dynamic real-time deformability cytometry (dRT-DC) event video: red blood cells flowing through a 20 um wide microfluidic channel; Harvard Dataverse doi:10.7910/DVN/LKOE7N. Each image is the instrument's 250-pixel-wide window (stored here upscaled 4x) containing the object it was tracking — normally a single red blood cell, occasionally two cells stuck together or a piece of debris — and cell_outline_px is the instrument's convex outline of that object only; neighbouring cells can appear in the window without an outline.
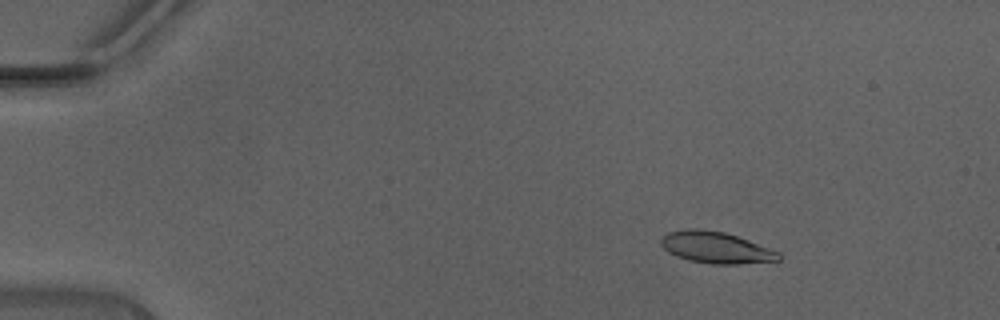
{"species": "Egyptian fruit bat (a non-hibernating species)", "species_latin": "Rousettus aegyptiacus", "temperature_condition": "warm", "stored_images_in_passage": 48, "camera_frame_rate_fps": 3000, "um_per_image_px": 0.085, "animal": {"sex": "male"}, "frame": {"image": 1, "passage_image": 8, "time_ms": 2.333, "image_size_px": [1000, 320], "cell_outline_px": [[780, 260], [736, 264], [712, 264], [688, 260], [676, 256], [668, 252], [660, 244], [660, 240], [668, 232], [688, 228], [696, 228], [724, 232], [748, 240], [780, 252]], "centroid_in_image_um": [60.83, 21.04], "position_along_channel_um": 24.2, "area_um2": 21.5}}
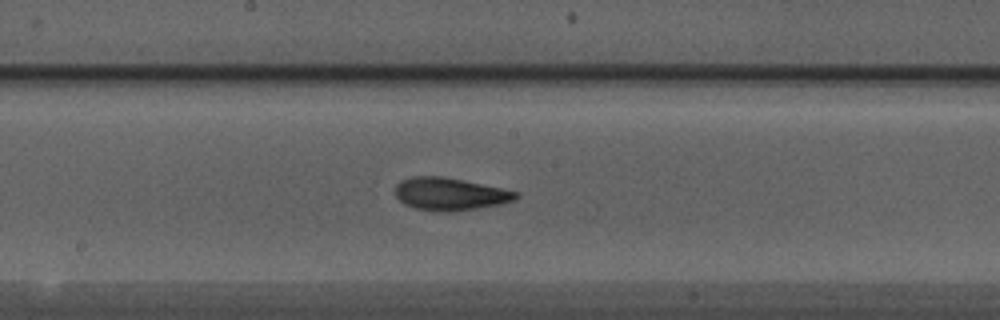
{"frame": {"image": 2, "passage_image": 27, "time_ms": 8.667, "image_size_px": [1000, 320], "cell_outline_px": [[520, 196], [512, 200], [496, 204], [476, 208], [448, 212], [436, 212], [416, 208], [404, 204], [396, 196], [396, 184], [400, 180], [412, 176], [440, 176], [520, 192]], "centroid_in_image_um": [38.19, 16.49], "position_along_channel_um": 210.0, "area_um2": 22.54}}
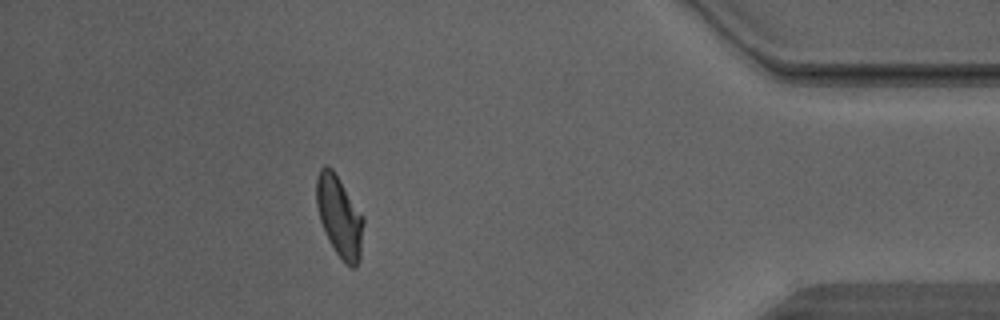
{"frame": {"image": 3, "passage_image": 43, "time_ms": 14.0, "image_size_px": [1000, 320], "cell_outline_px": [[364, 224], [360, 260], [356, 268], [352, 268], [344, 264], [328, 240], [320, 220], [316, 204], [316, 176], [320, 168], [324, 164], [328, 164], [332, 168], [364, 216]], "centroid_in_image_um": [28.86, 18.41], "position_along_channel_um": 406.3, "area_um2": 22.6}, "authors_computed_cell_mechanics": {"area_um2": 21.7617, "velocity_mm_per_s": 4.4694, "shape_relaxation_time_tau1_ms": 6.2447, "shape_relaxation_time_tau2_ms": 1.5088, "deformation_change_tau1": 0.1958, "deformation_change_tau2": 0.07}}